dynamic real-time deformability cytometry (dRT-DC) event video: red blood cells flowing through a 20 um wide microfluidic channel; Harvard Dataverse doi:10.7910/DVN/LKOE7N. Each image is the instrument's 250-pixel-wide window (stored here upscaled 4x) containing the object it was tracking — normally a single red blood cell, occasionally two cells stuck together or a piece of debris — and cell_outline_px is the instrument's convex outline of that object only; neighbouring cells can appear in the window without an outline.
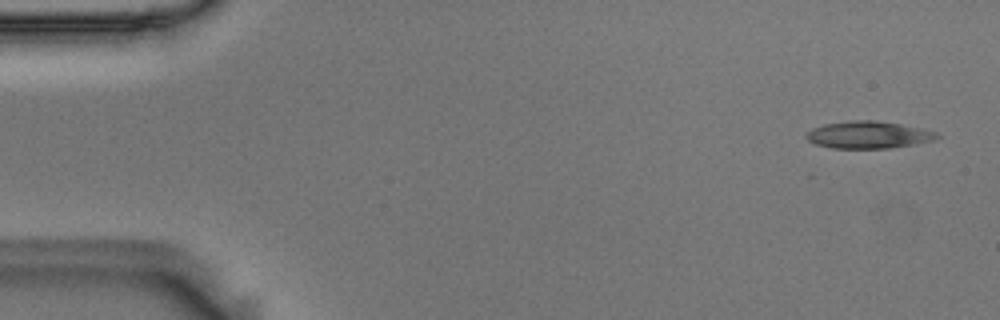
{"species": "Egyptian fruit bat (a non-hibernating species)", "species_latin": "Rousettus aegyptiacus", "temperature_condition": "room temperature", "stored_images_in_passage": 55, "camera_frame_rate_fps": 3000, "um_per_image_px": 0.085, "animal": {"sex": "male"}, "frame": {"image": 1, "passage_image": 2, "time_ms": 0.333, "image_size_px": [1000, 320], "cell_outline_px": [[940, 136], [932, 140], [916, 144], [888, 148], [832, 148], [816, 144], [808, 140], [804, 136], [812, 128], [824, 124], [852, 120], [872, 120], [900, 124], [920, 128], [936, 132]], "centroid_in_image_um": [73.79, 11.46], "position_along_channel_um": 11.2, "area_um2": 20.52}}
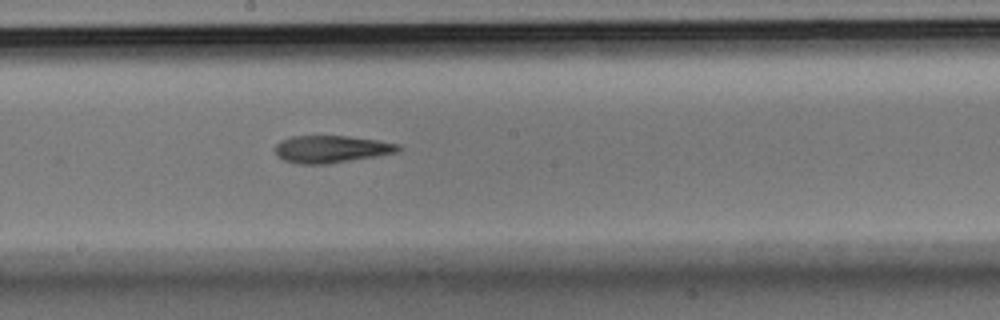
{"frame": {"image": 2, "passage_image": 29, "time_ms": 9.333, "image_size_px": [1000, 320], "cell_outline_px": [[404, 148], [400, 152], [328, 164], [296, 164], [284, 160], [276, 156], [276, 144], [280, 140], [292, 136], [348, 136], [380, 140], [400, 144]], "centroid_in_image_um": [28.2, 12.67], "position_along_channel_um": 220.0, "area_um2": 19.88}}
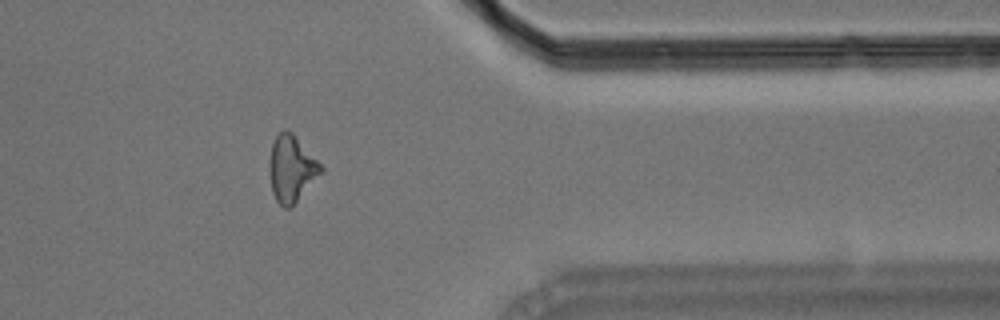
{"frame": {"image": 3, "passage_image": 44, "time_ms": 14.333, "image_size_px": [1000, 320], "cell_outline_px": [[324, 172], [288, 208], [284, 208], [276, 200], [272, 192], [268, 168], [268, 164], [272, 144], [276, 136], [284, 128], [292, 132], [324, 168]], "centroid_in_image_um": [24.76, 14.31], "position_along_channel_um": 386.6, "area_um2": 19.77}, "authors_computed_cell_mechanics": {"area_um2": 19.7676, "velocity_mm_per_s": 3.642, "shape_relaxation_time_tau1_ms": 5.787, "shape_relaxation_time_tau2_ms": null, "deformation_change_tau1": 0.2218, "deformation_change_tau2": null}}